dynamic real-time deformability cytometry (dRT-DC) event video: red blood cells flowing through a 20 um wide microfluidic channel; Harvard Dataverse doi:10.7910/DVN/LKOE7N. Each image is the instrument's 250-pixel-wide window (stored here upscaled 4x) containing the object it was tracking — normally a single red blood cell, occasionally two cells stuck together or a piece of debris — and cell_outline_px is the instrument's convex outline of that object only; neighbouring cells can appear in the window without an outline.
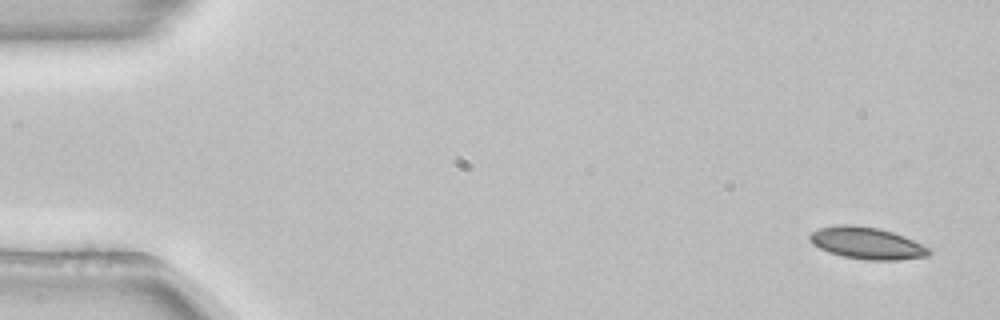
{"species": "common noctule bat (a hibernating species)", "species_latin": "Nyctalus noctula", "temperature_condition": "room temperature", "stored_images_in_passage": 53, "camera_frame_rate_fps": 3000, "um_per_image_px": 0.085, "animal": {"sex": "female", "body_mass_g": 22.7, "forearm_length_mm": 54.2}, "frame": {"image": 1, "passage_image": 1, "time_ms": 0.0, "image_size_px": [1000, 320], "cell_outline_px": [[932, 252], [928, 256], [896, 260], [864, 260], [844, 256], [828, 252], [812, 244], [808, 236], [812, 232], [820, 228], [836, 224], [852, 224], [880, 228], [904, 236], [932, 248]], "centroid_in_image_um": [73.7, 20.66], "position_along_channel_um": 11.3, "area_um2": 22.37}}
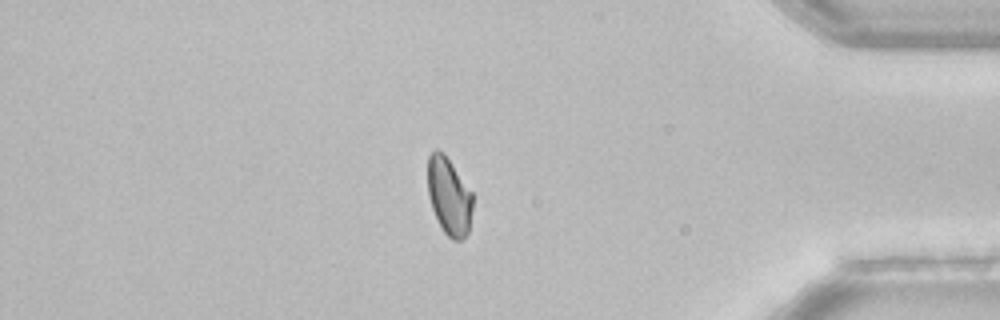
{"frame": {"image": 2, "passage_image": 44, "time_ms": 14.333, "image_size_px": [1000, 320], "cell_outline_px": [[472, 208], [468, 232], [464, 240], [452, 240], [444, 232], [432, 208], [428, 196], [428, 156], [436, 148], [444, 152], [472, 192]], "centroid_in_image_um": [38.17, 16.67], "position_along_channel_um": 397.0, "area_um2": 20.29}}
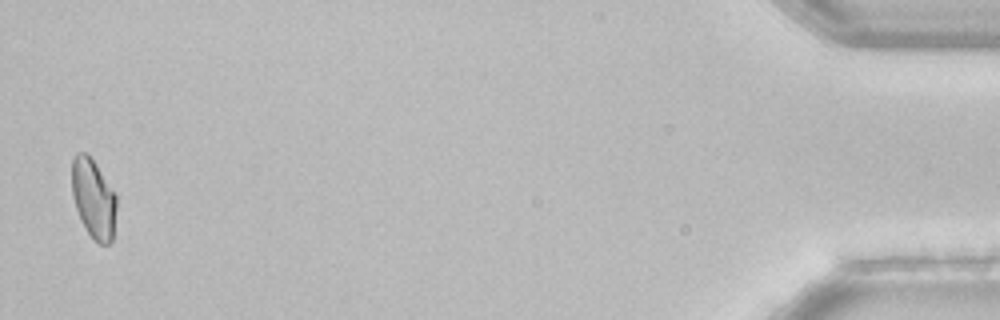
{"frame": {"image": 3, "passage_image": 51, "time_ms": 16.667, "image_size_px": [1000, 320], "cell_outline_px": [[116, 208], [112, 240], [108, 244], [100, 244], [88, 232], [80, 220], [72, 196], [72, 160], [76, 152], [88, 152], [96, 164], [116, 196]], "centroid_in_image_um": [7.92, 16.85], "position_along_channel_um": 427.3, "area_um2": 20.46}, "authors_computed_cell_mechanics": {"area_um2": 22.0796, "velocity_mm_per_s": 3.8667, "shape_relaxation_time_tau1_ms": 11.1633, "shape_relaxation_time_tau2_ms": null, "deformation_change_tau1": 0.131, "deformation_change_tau2": null}}